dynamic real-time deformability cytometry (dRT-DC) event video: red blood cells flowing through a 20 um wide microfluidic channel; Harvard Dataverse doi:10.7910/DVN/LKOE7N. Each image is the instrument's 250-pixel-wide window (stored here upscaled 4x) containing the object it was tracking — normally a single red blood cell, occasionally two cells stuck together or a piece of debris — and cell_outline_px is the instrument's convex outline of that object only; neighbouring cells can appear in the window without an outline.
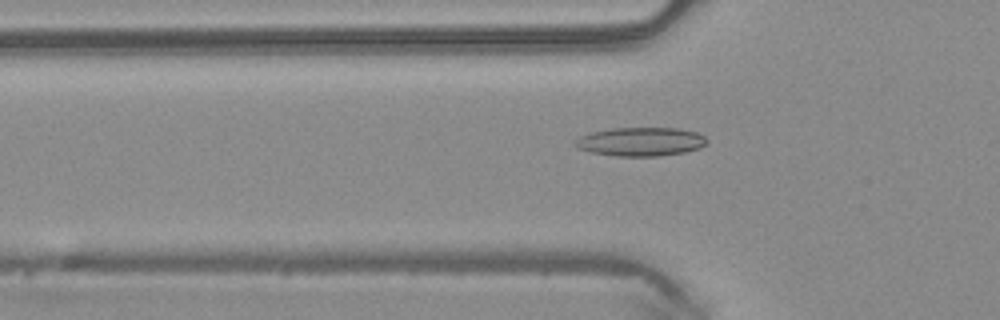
{"species": "common noctule bat (a hibernating species)", "species_latin": "Nyctalus noctula", "temperature_condition": "warm", "stored_images_in_passage": 50, "camera_frame_rate_fps": 3000, "um_per_image_px": 0.085, "animal": {"sex": "male", "body_mass_g": 20.4}, "frame": {"image": 1, "passage_image": 17, "time_ms": 5.333, "image_size_px": [1000, 320], "cell_outline_px": [[708, 140], [700, 148], [684, 152], [660, 156], [612, 156], [592, 152], [576, 148], [572, 144], [580, 136], [588, 132], [612, 128], [680, 128], [696, 132], [704, 136]], "centroid_in_image_um": [54.42, 12.04], "position_along_channel_um": 71.4, "area_um2": 22.25}}
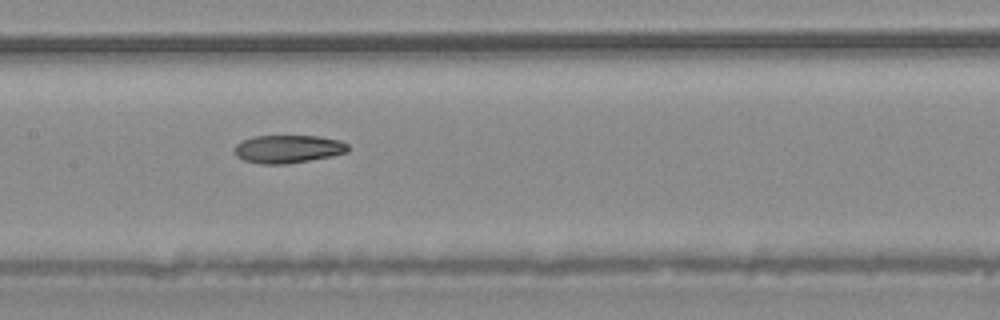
{"frame": {"image": 2, "passage_image": 25, "time_ms": 8.0, "image_size_px": [1000, 320], "cell_outline_px": [[348, 152], [332, 156], [284, 164], [260, 164], [244, 160], [236, 156], [232, 148], [236, 144], [252, 136], [316, 136], [340, 140], [348, 144]], "centroid_in_image_um": [24.45, 12.66], "position_along_channel_um": 182.9, "area_um2": 18.55}}
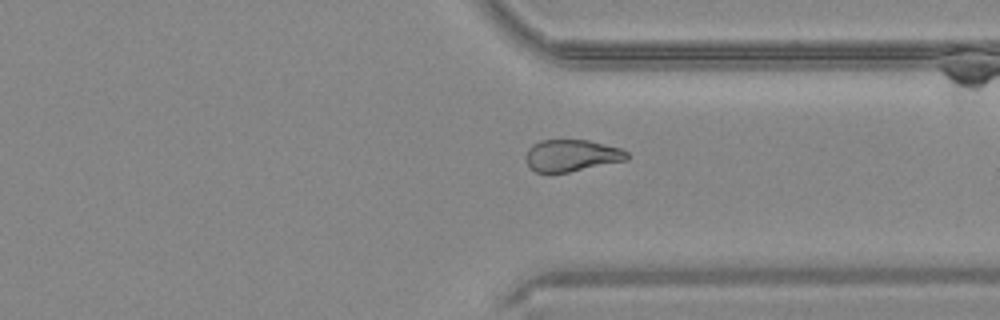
{"frame": {"image": 3, "passage_image": 38, "time_ms": 12.333, "image_size_px": [1000, 320], "cell_outline_px": [[628, 160], [568, 172], [536, 172], [528, 164], [524, 156], [528, 148], [532, 144], [540, 140], [588, 140], [620, 148], [628, 152]], "centroid_in_image_um": [48.58, 13.21], "position_along_channel_um": 362.8, "area_um2": 18.73}, "authors_computed_cell_mechanics": {"area_um2": 20.7213, "velocity_mm_per_s": 4.148, "shape_relaxation_time_tau1_ms": null, "shape_relaxation_time_tau2_ms": 5.8753, "deformation_change_tau1": null, "deformation_change_tau2": 0.1444}}